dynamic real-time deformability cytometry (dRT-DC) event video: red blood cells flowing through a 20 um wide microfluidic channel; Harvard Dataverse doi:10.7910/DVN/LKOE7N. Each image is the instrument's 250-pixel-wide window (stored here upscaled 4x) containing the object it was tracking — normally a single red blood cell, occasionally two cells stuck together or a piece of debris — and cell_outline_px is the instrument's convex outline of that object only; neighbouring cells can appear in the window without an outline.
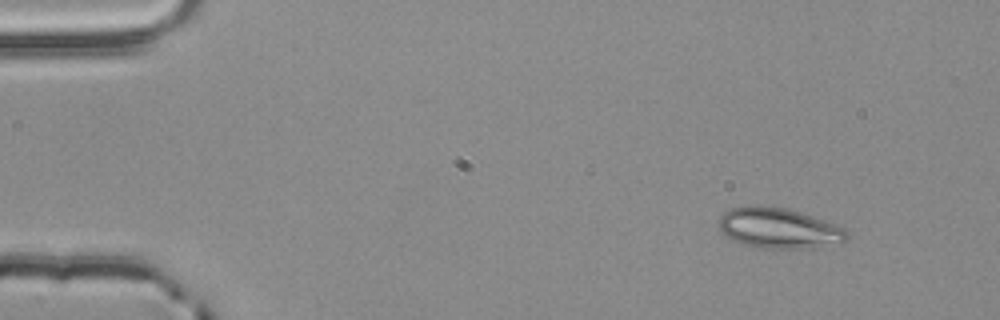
{"species": "common noctule bat (a hibernating species)", "species_latin": "Nyctalus noctula", "temperature_condition": "room temperature", "stored_images_in_passage": 3, "camera_frame_rate_fps": 3000, "um_per_image_px": 0.085, "animal": {"sex": "male", "body_mass_g": 20.4}, "frame": {"image": 1, "passage_image": 1, "time_ms": 0.0, "image_size_px": [1000, 320], "cell_outline_px": [[848, 236], [844, 240], [800, 248], [764, 248], [744, 244], [732, 240], [724, 236], [720, 232], [720, 216], [724, 212], [732, 208], [752, 204], [760, 204], [788, 208], [836, 224], [844, 228], [848, 232]], "centroid_in_image_um": [66.1, 19.35], "position_along_channel_um": 18.9, "area_um2": 29.82}}